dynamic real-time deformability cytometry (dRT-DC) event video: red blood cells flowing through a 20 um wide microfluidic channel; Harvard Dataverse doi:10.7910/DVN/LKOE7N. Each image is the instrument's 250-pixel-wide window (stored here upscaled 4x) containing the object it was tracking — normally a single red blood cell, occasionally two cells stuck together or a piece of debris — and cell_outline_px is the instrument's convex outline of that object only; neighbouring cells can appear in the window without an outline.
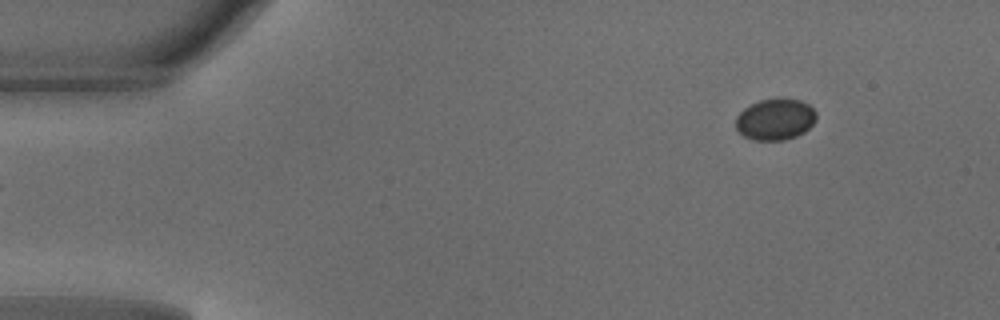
{"species": "common noctule bat (a hibernating species)", "species_latin": "Nyctalus noctula", "temperature_condition": "warm", "stored_images_in_passage": 44, "camera_frame_rate_fps": 3000, "um_per_image_px": 0.085, "animal": {"sex": "male", "body_mass_g": 18.8}, "frame": {"image": 1, "passage_image": 1, "time_ms": 0.0, "image_size_px": [1000, 320], "cell_outline_px": [[816, 120], [804, 132], [796, 136], [784, 140], [752, 140], [744, 136], [736, 128], [736, 116], [744, 108], [760, 100], [800, 100], [808, 104], [816, 112]], "centroid_in_image_um": [65.89, 10.17], "position_along_channel_um": 19.1, "area_um2": 19.07}}
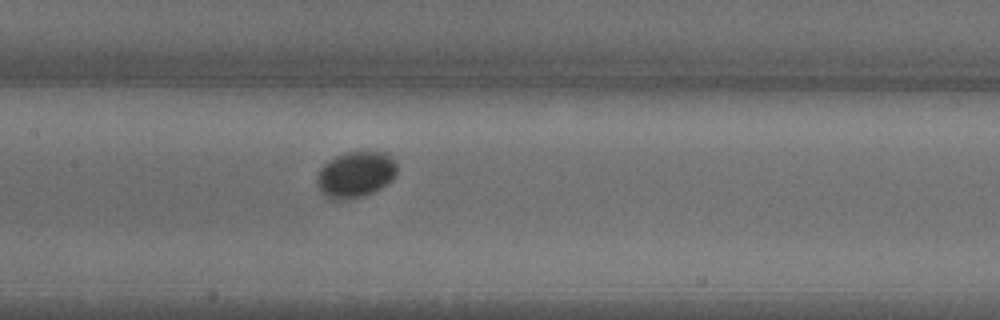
{"frame": {"image": 2, "passage_image": 19, "time_ms": 6.0, "image_size_px": [1000, 320], "cell_outline_px": [[396, 176], [388, 184], [364, 196], [344, 200], [332, 200], [324, 196], [320, 192], [316, 184], [316, 176], [320, 168], [328, 160], [344, 152], [384, 152], [396, 164]], "centroid_in_image_um": [30.17, 14.86], "position_along_channel_um": 177.2, "area_um2": 21.68}}
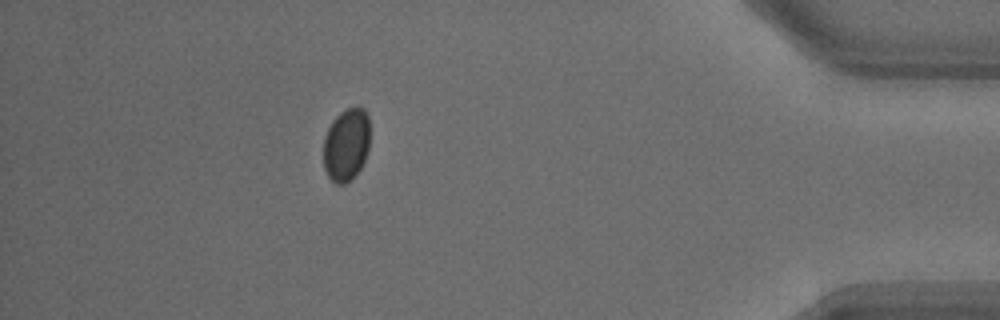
{"frame": {"image": 3, "passage_image": 39, "time_ms": 12.667, "image_size_px": [1000, 320], "cell_outline_px": [[368, 148], [364, 160], [360, 168], [352, 180], [344, 184], [336, 184], [328, 176], [324, 168], [324, 136], [332, 120], [340, 112], [348, 108], [364, 108], [368, 116]], "centroid_in_image_um": [29.42, 12.31], "position_along_channel_um": 405.8, "area_um2": 19.59}, "authors_computed_cell_mechanics": {"area_um2": 20.0855, "velocity_mm_per_s": 4.1345, "shape_relaxation_time_tau1_ms": 3.587, "shape_relaxation_time_tau2_ms": null, "deformation_change_tau1": 0.041, "deformation_change_tau2": null}}